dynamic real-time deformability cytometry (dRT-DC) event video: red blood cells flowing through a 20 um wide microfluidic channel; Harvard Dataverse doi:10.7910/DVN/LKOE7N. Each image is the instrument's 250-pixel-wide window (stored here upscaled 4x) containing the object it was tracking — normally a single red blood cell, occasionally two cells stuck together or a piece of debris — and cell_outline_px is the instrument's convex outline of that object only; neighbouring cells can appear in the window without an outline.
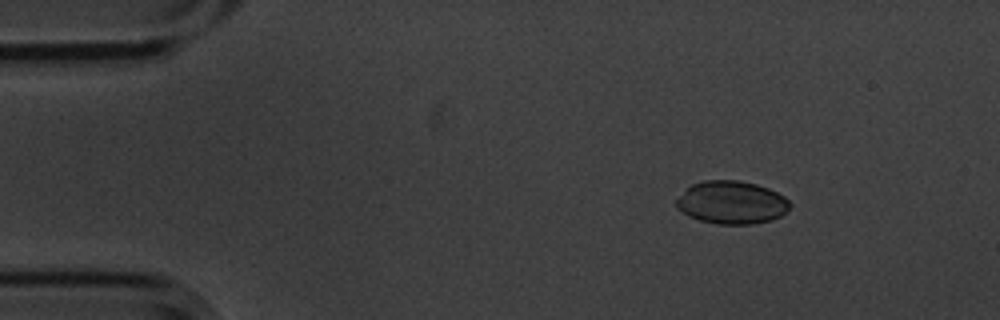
{"species": "common noctule bat (a hibernating species)", "species_latin": "Nyctalus noctula", "temperature_condition": "cold", "stored_images_in_passage": 50, "camera_frame_rate_fps": 3000, "um_per_image_px": 0.085, "animal": {"sex": "male", "body_mass_g": 20.1, "forearm_length_mm": 53.5}, "frame": {"image": 1, "passage_image": 2, "time_ms": 0.333, "image_size_px": [1000, 320], "cell_outline_px": [[792, 204], [780, 216], [772, 220], [752, 224], [716, 224], [700, 220], [688, 216], [676, 208], [676, 200], [692, 184], [704, 180], [740, 180], [756, 184], [768, 188], [784, 196]], "centroid_in_image_um": [62.19, 17.21], "position_along_channel_um": 22.8, "area_um2": 28.38}}
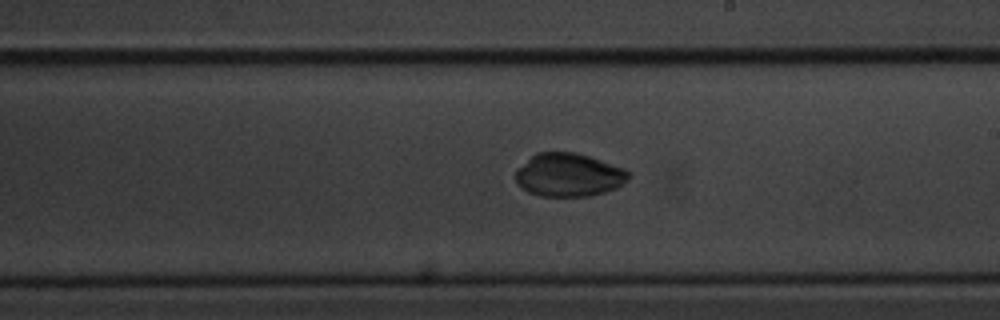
{"frame": {"image": 2, "passage_image": 26, "time_ms": 8.333, "image_size_px": [1000, 320], "cell_outline_px": [[632, 176], [628, 180], [616, 188], [604, 192], [588, 196], [540, 196], [528, 192], [520, 188], [516, 180], [516, 168], [536, 152], [576, 152], [624, 168], [632, 172]], "centroid_in_image_um": [48.34, 14.87], "position_along_channel_um": 240.7, "area_um2": 28.73}}
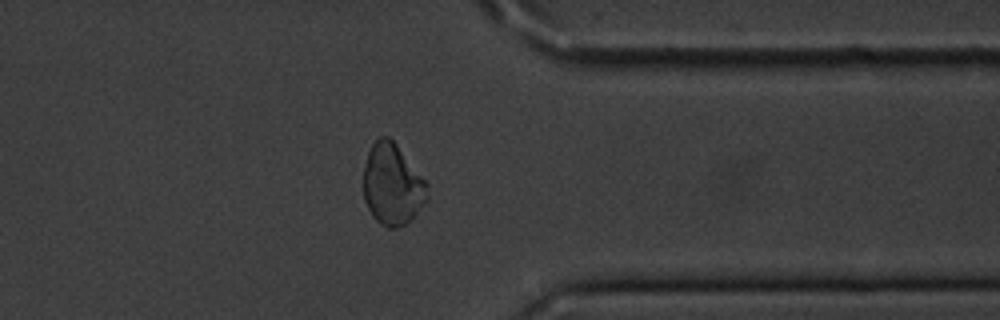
{"frame": {"image": 3, "passage_image": 38, "time_ms": 12.333, "image_size_px": [1000, 320], "cell_outline_px": [[428, 200], [404, 224], [396, 228], [388, 228], [380, 224], [372, 216], [364, 200], [364, 168], [368, 152], [372, 144], [380, 136], [388, 136], [396, 144], [428, 184]], "centroid_in_image_um": [33.34, 15.69], "position_along_channel_um": 378.1, "area_um2": 29.94}, "authors_computed_cell_mechanics": {"area_um2": 29.5358, "velocity_mm_per_s": 3.6063, "shape_relaxation_time_tau1_ms": 6.0881, "shape_relaxation_time_tau2_ms": 2.2791, "deformation_change_tau1": 0.1567, "deformation_change_tau2": 0.0404}}